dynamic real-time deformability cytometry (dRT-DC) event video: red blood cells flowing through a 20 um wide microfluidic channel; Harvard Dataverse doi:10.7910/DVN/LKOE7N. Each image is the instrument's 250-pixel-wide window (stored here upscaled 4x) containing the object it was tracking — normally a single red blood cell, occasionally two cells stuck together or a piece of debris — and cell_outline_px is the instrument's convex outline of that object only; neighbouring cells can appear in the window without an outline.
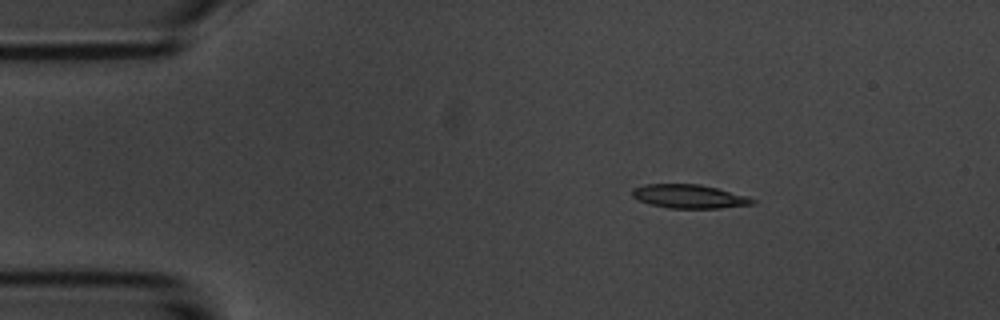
{"species": "common noctule bat (a hibernating species)", "species_latin": "Nyctalus noctula", "temperature_condition": "room temperature", "stored_images_in_passage": 4, "camera_frame_rate_fps": 3000, "um_per_image_px": 0.085, "animal": {"sex": "male", "body_mass_g": 20.1, "forearm_length_mm": 53.5}, "frame": {"image": 1, "passage_image": 2, "time_ms": 2.0, "image_size_px": [1000, 320], "cell_outline_px": [[756, 204], [720, 208], [668, 208], [648, 204], [636, 200], [632, 196], [632, 188], [644, 184], [700, 184], [748, 196], [756, 200]], "centroid_in_image_um": [58.56, 16.7], "position_along_channel_um": 26.4, "area_um2": 16.82}}
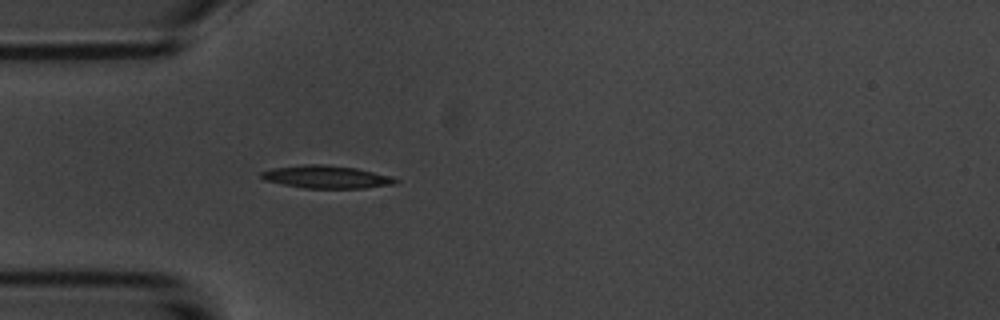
{"frame": {"image": 2, "passage_image": 4, "time_ms": 4.333, "image_size_px": [1000, 320], "cell_outline_px": [[400, 180], [396, 184], [364, 188], [304, 188], [264, 180], [260, 176], [260, 172], [272, 168], [304, 164], [324, 164], [356, 168], [392, 176]], "centroid_in_image_um": [27.77, 15.03], "position_along_channel_um": 57.2, "area_um2": 17.86}}